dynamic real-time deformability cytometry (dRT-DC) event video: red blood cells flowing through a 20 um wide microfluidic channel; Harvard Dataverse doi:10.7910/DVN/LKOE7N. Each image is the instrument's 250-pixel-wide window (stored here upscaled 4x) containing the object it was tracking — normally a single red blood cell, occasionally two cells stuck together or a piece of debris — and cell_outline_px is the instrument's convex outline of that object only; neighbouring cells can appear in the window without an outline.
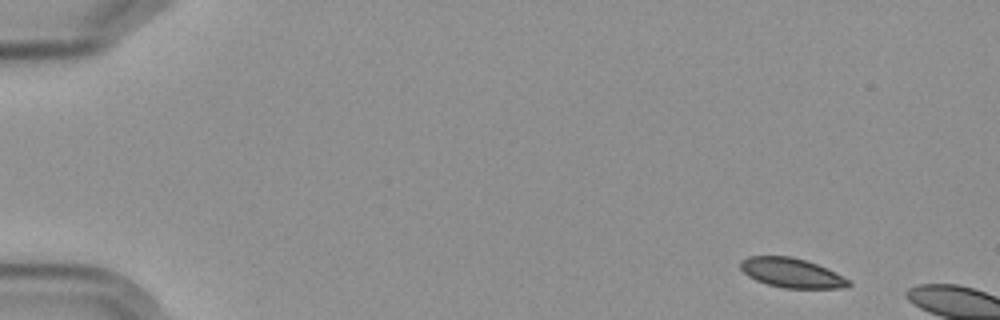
{"species": "Egyptian fruit bat (a non-hibernating species)", "species_latin": "Rousettus aegyptiacus", "temperature_condition": "cold", "stored_images_in_passage": 3, "camera_frame_rate_fps": 3000, "um_per_image_px": 0.085, "frame": {"image": 1, "passage_image": 1, "time_ms": 0.0, "image_size_px": [1000, 320], "cell_outline_px": [[852, 284], [848, 288], [784, 288], [768, 284], [756, 280], [748, 276], [740, 268], [740, 260], [748, 256], [792, 256], [828, 268], [836, 272], [848, 280]], "centroid_in_image_um": [67.29, 23.19], "position_along_channel_um": 17.7, "area_um2": 18.61}}